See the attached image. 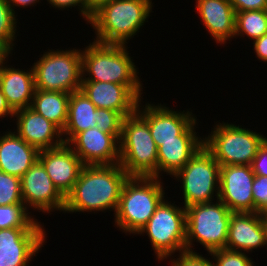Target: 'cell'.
<instances>
[{
    "label": "cell",
    "mask_w": 267,
    "mask_h": 266,
    "mask_svg": "<svg viewBox=\"0 0 267 266\" xmlns=\"http://www.w3.org/2000/svg\"><path fill=\"white\" fill-rule=\"evenodd\" d=\"M123 117L116 111L99 108L97 109L96 126L100 131L108 134H121Z\"/></svg>",
    "instance_id": "obj_31"
},
{
    "label": "cell",
    "mask_w": 267,
    "mask_h": 266,
    "mask_svg": "<svg viewBox=\"0 0 267 266\" xmlns=\"http://www.w3.org/2000/svg\"><path fill=\"white\" fill-rule=\"evenodd\" d=\"M265 245L262 213L238 212L231 214L225 249L247 253Z\"/></svg>",
    "instance_id": "obj_20"
},
{
    "label": "cell",
    "mask_w": 267,
    "mask_h": 266,
    "mask_svg": "<svg viewBox=\"0 0 267 266\" xmlns=\"http://www.w3.org/2000/svg\"><path fill=\"white\" fill-rule=\"evenodd\" d=\"M17 20L7 0H0V45L10 54L17 37Z\"/></svg>",
    "instance_id": "obj_28"
},
{
    "label": "cell",
    "mask_w": 267,
    "mask_h": 266,
    "mask_svg": "<svg viewBox=\"0 0 267 266\" xmlns=\"http://www.w3.org/2000/svg\"><path fill=\"white\" fill-rule=\"evenodd\" d=\"M111 1L113 0H87L88 11L93 14L102 5Z\"/></svg>",
    "instance_id": "obj_40"
},
{
    "label": "cell",
    "mask_w": 267,
    "mask_h": 266,
    "mask_svg": "<svg viewBox=\"0 0 267 266\" xmlns=\"http://www.w3.org/2000/svg\"><path fill=\"white\" fill-rule=\"evenodd\" d=\"M120 136L121 134H108L94 127L78 133L67 145L84 165H112L120 162Z\"/></svg>",
    "instance_id": "obj_13"
},
{
    "label": "cell",
    "mask_w": 267,
    "mask_h": 266,
    "mask_svg": "<svg viewBox=\"0 0 267 266\" xmlns=\"http://www.w3.org/2000/svg\"><path fill=\"white\" fill-rule=\"evenodd\" d=\"M24 204L0 205V230L6 228H42ZM36 220V221H35Z\"/></svg>",
    "instance_id": "obj_27"
},
{
    "label": "cell",
    "mask_w": 267,
    "mask_h": 266,
    "mask_svg": "<svg viewBox=\"0 0 267 266\" xmlns=\"http://www.w3.org/2000/svg\"><path fill=\"white\" fill-rule=\"evenodd\" d=\"M10 53L7 51H0V64H2V61L9 56Z\"/></svg>",
    "instance_id": "obj_42"
},
{
    "label": "cell",
    "mask_w": 267,
    "mask_h": 266,
    "mask_svg": "<svg viewBox=\"0 0 267 266\" xmlns=\"http://www.w3.org/2000/svg\"><path fill=\"white\" fill-rule=\"evenodd\" d=\"M262 224L265 229V243L267 246V215L265 213L262 214Z\"/></svg>",
    "instance_id": "obj_41"
},
{
    "label": "cell",
    "mask_w": 267,
    "mask_h": 266,
    "mask_svg": "<svg viewBox=\"0 0 267 266\" xmlns=\"http://www.w3.org/2000/svg\"><path fill=\"white\" fill-rule=\"evenodd\" d=\"M155 209L154 214L138 234L146 233L150 239L157 260L163 261L175 252L186 250L185 208L165 201Z\"/></svg>",
    "instance_id": "obj_9"
},
{
    "label": "cell",
    "mask_w": 267,
    "mask_h": 266,
    "mask_svg": "<svg viewBox=\"0 0 267 266\" xmlns=\"http://www.w3.org/2000/svg\"><path fill=\"white\" fill-rule=\"evenodd\" d=\"M267 138L256 131L220 123L211 134L203 138V146L213 155L220 166L251 165L260 146Z\"/></svg>",
    "instance_id": "obj_7"
},
{
    "label": "cell",
    "mask_w": 267,
    "mask_h": 266,
    "mask_svg": "<svg viewBox=\"0 0 267 266\" xmlns=\"http://www.w3.org/2000/svg\"><path fill=\"white\" fill-rule=\"evenodd\" d=\"M23 204L20 177L0 171V205Z\"/></svg>",
    "instance_id": "obj_29"
},
{
    "label": "cell",
    "mask_w": 267,
    "mask_h": 266,
    "mask_svg": "<svg viewBox=\"0 0 267 266\" xmlns=\"http://www.w3.org/2000/svg\"><path fill=\"white\" fill-rule=\"evenodd\" d=\"M44 228H6L0 230V266H29L44 247Z\"/></svg>",
    "instance_id": "obj_14"
},
{
    "label": "cell",
    "mask_w": 267,
    "mask_h": 266,
    "mask_svg": "<svg viewBox=\"0 0 267 266\" xmlns=\"http://www.w3.org/2000/svg\"><path fill=\"white\" fill-rule=\"evenodd\" d=\"M196 10L216 43L235 37V10L229 0H196Z\"/></svg>",
    "instance_id": "obj_21"
},
{
    "label": "cell",
    "mask_w": 267,
    "mask_h": 266,
    "mask_svg": "<svg viewBox=\"0 0 267 266\" xmlns=\"http://www.w3.org/2000/svg\"><path fill=\"white\" fill-rule=\"evenodd\" d=\"M215 261V266H254V261L240 251L219 249L209 253Z\"/></svg>",
    "instance_id": "obj_30"
},
{
    "label": "cell",
    "mask_w": 267,
    "mask_h": 266,
    "mask_svg": "<svg viewBox=\"0 0 267 266\" xmlns=\"http://www.w3.org/2000/svg\"><path fill=\"white\" fill-rule=\"evenodd\" d=\"M152 6V0H113L105 3L92 14L89 22L96 33L94 41L127 45V41L143 27Z\"/></svg>",
    "instance_id": "obj_2"
},
{
    "label": "cell",
    "mask_w": 267,
    "mask_h": 266,
    "mask_svg": "<svg viewBox=\"0 0 267 266\" xmlns=\"http://www.w3.org/2000/svg\"><path fill=\"white\" fill-rule=\"evenodd\" d=\"M253 212H267V177L255 175L252 186Z\"/></svg>",
    "instance_id": "obj_32"
},
{
    "label": "cell",
    "mask_w": 267,
    "mask_h": 266,
    "mask_svg": "<svg viewBox=\"0 0 267 266\" xmlns=\"http://www.w3.org/2000/svg\"><path fill=\"white\" fill-rule=\"evenodd\" d=\"M119 153V164L129 176L158 177L157 145L137 112L123 118Z\"/></svg>",
    "instance_id": "obj_5"
},
{
    "label": "cell",
    "mask_w": 267,
    "mask_h": 266,
    "mask_svg": "<svg viewBox=\"0 0 267 266\" xmlns=\"http://www.w3.org/2000/svg\"><path fill=\"white\" fill-rule=\"evenodd\" d=\"M235 12L267 9V0H229Z\"/></svg>",
    "instance_id": "obj_36"
},
{
    "label": "cell",
    "mask_w": 267,
    "mask_h": 266,
    "mask_svg": "<svg viewBox=\"0 0 267 266\" xmlns=\"http://www.w3.org/2000/svg\"><path fill=\"white\" fill-rule=\"evenodd\" d=\"M253 47L256 53V57L263 61L267 62V33L262 37L253 40Z\"/></svg>",
    "instance_id": "obj_37"
},
{
    "label": "cell",
    "mask_w": 267,
    "mask_h": 266,
    "mask_svg": "<svg viewBox=\"0 0 267 266\" xmlns=\"http://www.w3.org/2000/svg\"><path fill=\"white\" fill-rule=\"evenodd\" d=\"M267 33V9L235 12V36L255 40Z\"/></svg>",
    "instance_id": "obj_26"
},
{
    "label": "cell",
    "mask_w": 267,
    "mask_h": 266,
    "mask_svg": "<svg viewBox=\"0 0 267 266\" xmlns=\"http://www.w3.org/2000/svg\"><path fill=\"white\" fill-rule=\"evenodd\" d=\"M70 93L35 90L30 108L63 131L68 118Z\"/></svg>",
    "instance_id": "obj_25"
},
{
    "label": "cell",
    "mask_w": 267,
    "mask_h": 266,
    "mask_svg": "<svg viewBox=\"0 0 267 266\" xmlns=\"http://www.w3.org/2000/svg\"><path fill=\"white\" fill-rule=\"evenodd\" d=\"M13 117L14 116V111L10 108L8 105L6 98L0 88V118L2 117Z\"/></svg>",
    "instance_id": "obj_38"
},
{
    "label": "cell",
    "mask_w": 267,
    "mask_h": 266,
    "mask_svg": "<svg viewBox=\"0 0 267 266\" xmlns=\"http://www.w3.org/2000/svg\"><path fill=\"white\" fill-rule=\"evenodd\" d=\"M129 175L119 163L84 165L72 191L65 197L64 212H116L120 193Z\"/></svg>",
    "instance_id": "obj_1"
},
{
    "label": "cell",
    "mask_w": 267,
    "mask_h": 266,
    "mask_svg": "<svg viewBox=\"0 0 267 266\" xmlns=\"http://www.w3.org/2000/svg\"><path fill=\"white\" fill-rule=\"evenodd\" d=\"M185 212L187 251H193V240L208 253L226 248L232 212L222 201L194 204L185 208Z\"/></svg>",
    "instance_id": "obj_6"
},
{
    "label": "cell",
    "mask_w": 267,
    "mask_h": 266,
    "mask_svg": "<svg viewBox=\"0 0 267 266\" xmlns=\"http://www.w3.org/2000/svg\"><path fill=\"white\" fill-rule=\"evenodd\" d=\"M158 177L129 176L124 182L115 214V225L129 235L138 234L164 199Z\"/></svg>",
    "instance_id": "obj_3"
},
{
    "label": "cell",
    "mask_w": 267,
    "mask_h": 266,
    "mask_svg": "<svg viewBox=\"0 0 267 266\" xmlns=\"http://www.w3.org/2000/svg\"><path fill=\"white\" fill-rule=\"evenodd\" d=\"M7 2L10 5L13 12L15 13V11H14L15 6L26 8L28 6L36 5L37 2L39 3V0H7Z\"/></svg>",
    "instance_id": "obj_39"
},
{
    "label": "cell",
    "mask_w": 267,
    "mask_h": 266,
    "mask_svg": "<svg viewBox=\"0 0 267 266\" xmlns=\"http://www.w3.org/2000/svg\"><path fill=\"white\" fill-rule=\"evenodd\" d=\"M49 4H51L52 7L60 8L62 10L65 8H72L79 6L80 8V13L83 18L87 21V23L90 22L92 14L88 11V6H87V0H47Z\"/></svg>",
    "instance_id": "obj_34"
},
{
    "label": "cell",
    "mask_w": 267,
    "mask_h": 266,
    "mask_svg": "<svg viewBox=\"0 0 267 266\" xmlns=\"http://www.w3.org/2000/svg\"><path fill=\"white\" fill-rule=\"evenodd\" d=\"M6 59L2 61L0 68V88L10 108L15 112L31 106L35 93V81L33 69L20 70L8 68Z\"/></svg>",
    "instance_id": "obj_23"
},
{
    "label": "cell",
    "mask_w": 267,
    "mask_h": 266,
    "mask_svg": "<svg viewBox=\"0 0 267 266\" xmlns=\"http://www.w3.org/2000/svg\"><path fill=\"white\" fill-rule=\"evenodd\" d=\"M254 178L251 165L220 166L219 200L232 213L253 212Z\"/></svg>",
    "instance_id": "obj_15"
},
{
    "label": "cell",
    "mask_w": 267,
    "mask_h": 266,
    "mask_svg": "<svg viewBox=\"0 0 267 266\" xmlns=\"http://www.w3.org/2000/svg\"><path fill=\"white\" fill-rule=\"evenodd\" d=\"M97 107L81 90L70 93L68 118L62 131L64 143L67 144L75 135L94 128L97 124Z\"/></svg>",
    "instance_id": "obj_24"
},
{
    "label": "cell",
    "mask_w": 267,
    "mask_h": 266,
    "mask_svg": "<svg viewBox=\"0 0 267 266\" xmlns=\"http://www.w3.org/2000/svg\"><path fill=\"white\" fill-rule=\"evenodd\" d=\"M127 45L102 44L93 41L82 55V81L112 82L125 86H142L126 48ZM88 77H85L87 76Z\"/></svg>",
    "instance_id": "obj_4"
},
{
    "label": "cell",
    "mask_w": 267,
    "mask_h": 266,
    "mask_svg": "<svg viewBox=\"0 0 267 266\" xmlns=\"http://www.w3.org/2000/svg\"><path fill=\"white\" fill-rule=\"evenodd\" d=\"M143 86H125L112 82L82 81L81 91L99 108L118 112L123 118L137 111Z\"/></svg>",
    "instance_id": "obj_12"
},
{
    "label": "cell",
    "mask_w": 267,
    "mask_h": 266,
    "mask_svg": "<svg viewBox=\"0 0 267 266\" xmlns=\"http://www.w3.org/2000/svg\"><path fill=\"white\" fill-rule=\"evenodd\" d=\"M20 185L26 209L31 207L43 213H50L55 209L64 211L65 197L55 187L39 160L20 178Z\"/></svg>",
    "instance_id": "obj_11"
},
{
    "label": "cell",
    "mask_w": 267,
    "mask_h": 266,
    "mask_svg": "<svg viewBox=\"0 0 267 266\" xmlns=\"http://www.w3.org/2000/svg\"><path fill=\"white\" fill-rule=\"evenodd\" d=\"M81 49L49 50L33 64L35 89L73 93L81 89Z\"/></svg>",
    "instance_id": "obj_8"
},
{
    "label": "cell",
    "mask_w": 267,
    "mask_h": 266,
    "mask_svg": "<svg viewBox=\"0 0 267 266\" xmlns=\"http://www.w3.org/2000/svg\"><path fill=\"white\" fill-rule=\"evenodd\" d=\"M196 121L178 136V140L159 142V147L157 148L158 178L162 175L160 173L163 172L173 176L203 146V138L196 135Z\"/></svg>",
    "instance_id": "obj_19"
},
{
    "label": "cell",
    "mask_w": 267,
    "mask_h": 266,
    "mask_svg": "<svg viewBox=\"0 0 267 266\" xmlns=\"http://www.w3.org/2000/svg\"><path fill=\"white\" fill-rule=\"evenodd\" d=\"M13 117L17 118L15 133L39 150L52 149L64 144L62 131L30 107L15 111Z\"/></svg>",
    "instance_id": "obj_18"
},
{
    "label": "cell",
    "mask_w": 267,
    "mask_h": 266,
    "mask_svg": "<svg viewBox=\"0 0 267 266\" xmlns=\"http://www.w3.org/2000/svg\"><path fill=\"white\" fill-rule=\"evenodd\" d=\"M173 177L182 181L184 208L219 199L220 164L204 146Z\"/></svg>",
    "instance_id": "obj_10"
},
{
    "label": "cell",
    "mask_w": 267,
    "mask_h": 266,
    "mask_svg": "<svg viewBox=\"0 0 267 266\" xmlns=\"http://www.w3.org/2000/svg\"><path fill=\"white\" fill-rule=\"evenodd\" d=\"M179 258L170 259L172 266H215L213 261L208 260L195 251H183Z\"/></svg>",
    "instance_id": "obj_33"
},
{
    "label": "cell",
    "mask_w": 267,
    "mask_h": 266,
    "mask_svg": "<svg viewBox=\"0 0 267 266\" xmlns=\"http://www.w3.org/2000/svg\"><path fill=\"white\" fill-rule=\"evenodd\" d=\"M39 161L64 197L72 191L84 166L78 155L65 143L56 148L40 150Z\"/></svg>",
    "instance_id": "obj_17"
},
{
    "label": "cell",
    "mask_w": 267,
    "mask_h": 266,
    "mask_svg": "<svg viewBox=\"0 0 267 266\" xmlns=\"http://www.w3.org/2000/svg\"><path fill=\"white\" fill-rule=\"evenodd\" d=\"M251 168L255 175L267 177V139L260 146Z\"/></svg>",
    "instance_id": "obj_35"
},
{
    "label": "cell",
    "mask_w": 267,
    "mask_h": 266,
    "mask_svg": "<svg viewBox=\"0 0 267 266\" xmlns=\"http://www.w3.org/2000/svg\"><path fill=\"white\" fill-rule=\"evenodd\" d=\"M141 100L137 107V113L148 123L150 133L154 142L159 147V142L169 140H178L181 135L195 120L192 112H179L169 109L167 106L149 104L140 106ZM185 112V113H184Z\"/></svg>",
    "instance_id": "obj_16"
},
{
    "label": "cell",
    "mask_w": 267,
    "mask_h": 266,
    "mask_svg": "<svg viewBox=\"0 0 267 266\" xmlns=\"http://www.w3.org/2000/svg\"><path fill=\"white\" fill-rule=\"evenodd\" d=\"M0 51H6V50L0 45Z\"/></svg>",
    "instance_id": "obj_43"
},
{
    "label": "cell",
    "mask_w": 267,
    "mask_h": 266,
    "mask_svg": "<svg viewBox=\"0 0 267 266\" xmlns=\"http://www.w3.org/2000/svg\"><path fill=\"white\" fill-rule=\"evenodd\" d=\"M40 150L15 132L0 136V171L22 177L39 160Z\"/></svg>",
    "instance_id": "obj_22"
}]
</instances>
